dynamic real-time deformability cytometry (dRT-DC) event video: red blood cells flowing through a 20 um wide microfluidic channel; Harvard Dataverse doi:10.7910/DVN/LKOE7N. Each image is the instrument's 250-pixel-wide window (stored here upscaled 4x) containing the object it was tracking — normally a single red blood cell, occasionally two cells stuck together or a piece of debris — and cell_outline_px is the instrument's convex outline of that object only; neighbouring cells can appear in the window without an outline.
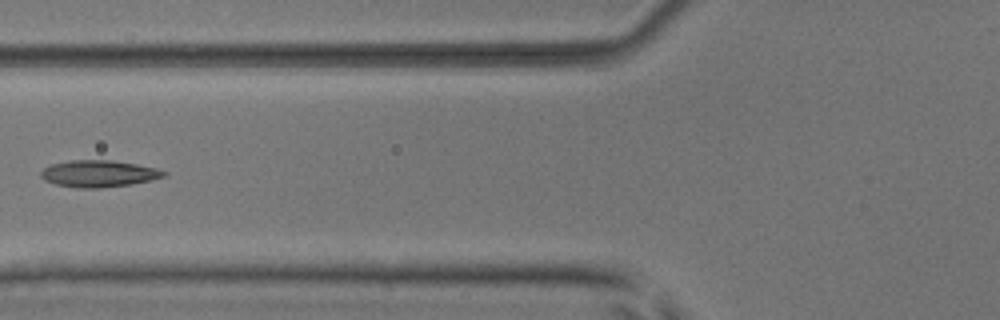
{"species": "common noctule bat (a hibernating species)", "species_latin": "Nyctalus noctula", "temperature_condition": "room temperature", "stored_images_in_passage": 6, "camera_frame_rate_fps": 3000, "um_per_image_px": 0.085, "animal": {"sex": "male", "body_mass_g": 17.9, "forearm_length_mm": 54.2}, "frame": {"image": 1, "passage_image": 6, "time_ms": 5.667, "image_size_px": [1000, 320], "cell_outline_px": [[168, 176], [152, 180], [128, 184], [100, 188], [76, 188], [56, 184], [44, 180], [40, 176], [40, 172], [44, 168], [52, 164], [72, 160], [112, 160], [136, 164], [156, 168], [168, 172]], "centroid_in_image_um": [8.41, 14.76], "position_along_channel_um": 117.4, "area_um2": 19.19}}